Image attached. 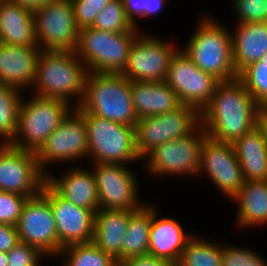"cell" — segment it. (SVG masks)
<instances>
[{"instance_id": "11", "label": "cell", "mask_w": 267, "mask_h": 266, "mask_svg": "<svg viewBox=\"0 0 267 266\" xmlns=\"http://www.w3.org/2000/svg\"><path fill=\"white\" fill-rule=\"evenodd\" d=\"M165 81L181 104L194 107L199 113L209 104L220 82L197 67L182 49L172 56Z\"/></svg>"}, {"instance_id": "13", "label": "cell", "mask_w": 267, "mask_h": 266, "mask_svg": "<svg viewBox=\"0 0 267 266\" xmlns=\"http://www.w3.org/2000/svg\"><path fill=\"white\" fill-rule=\"evenodd\" d=\"M45 182L35 152L0 144V191L31 198L41 192Z\"/></svg>"}, {"instance_id": "31", "label": "cell", "mask_w": 267, "mask_h": 266, "mask_svg": "<svg viewBox=\"0 0 267 266\" xmlns=\"http://www.w3.org/2000/svg\"><path fill=\"white\" fill-rule=\"evenodd\" d=\"M60 255L66 256L63 266H118L111 255L93 242L68 245L62 248Z\"/></svg>"}, {"instance_id": "44", "label": "cell", "mask_w": 267, "mask_h": 266, "mask_svg": "<svg viewBox=\"0 0 267 266\" xmlns=\"http://www.w3.org/2000/svg\"><path fill=\"white\" fill-rule=\"evenodd\" d=\"M257 126L262 131L267 143V106H261L258 114Z\"/></svg>"}, {"instance_id": "7", "label": "cell", "mask_w": 267, "mask_h": 266, "mask_svg": "<svg viewBox=\"0 0 267 266\" xmlns=\"http://www.w3.org/2000/svg\"><path fill=\"white\" fill-rule=\"evenodd\" d=\"M82 114L87 129L88 155L95 163L125 164L141 160L136 150L134 127Z\"/></svg>"}, {"instance_id": "12", "label": "cell", "mask_w": 267, "mask_h": 266, "mask_svg": "<svg viewBox=\"0 0 267 266\" xmlns=\"http://www.w3.org/2000/svg\"><path fill=\"white\" fill-rule=\"evenodd\" d=\"M88 156L87 129L83 114L73 108L36 152L40 169L53 162L78 160ZM47 164V165H46Z\"/></svg>"}, {"instance_id": "15", "label": "cell", "mask_w": 267, "mask_h": 266, "mask_svg": "<svg viewBox=\"0 0 267 266\" xmlns=\"http://www.w3.org/2000/svg\"><path fill=\"white\" fill-rule=\"evenodd\" d=\"M149 35L140 34L133 42L127 64L120 73L130 81H165L172 56L179 48Z\"/></svg>"}, {"instance_id": "6", "label": "cell", "mask_w": 267, "mask_h": 266, "mask_svg": "<svg viewBox=\"0 0 267 266\" xmlns=\"http://www.w3.org/2000/svg\"><path fill=\"white\" fill-rule=\"evenodd\" d=\"M139 35L136 28L122 33L82 28L76 53L88 72L121 73L127 64L130 48Z\"/></svg>"}, {"instance_id": "9", "label": "cell", "mask_w": 267, "mask_h": 266, "mask_svg": "<svg viewBox=\"0 0 267 266\" xmlns=\"http://www.w3.org/2000/svg\"><path fill=\"white\" fill-rule=\"evenodd\" d=\"M33 16L35 37L42 51H76L80 29L72 0H50Z\"/></svg>"}, {"instance_id": "21", "label": "cell", "mask_w": 267, "mask_h": 266, "mask_svg": "<svg viewBox=\"0 0 267 266\" xmlns=\"http://www.w3.org/2000/svg\"><path fill=\"white\" fill-rule=\"evenodd\" d=\"M131 97L138 119L161 115L181 105L166 81H131Z\"/></svg>"}, {"instance_id": "3", "label": "cell", "mask_w": 267, "mask_h": 266, "mask_svg": "<svg viewBox=\"0 0 267 266\" xmlns=\"http://www.w3.org/2000/svg\"><path fill=\"white\" fill-rule=\"evenodd\" d=\"M87 69L76 51H42L39 55L34 86L35 95L58 98L78 107L84 96ZM37 91V92H36ZM78 97V98H77ZM78 102V103H77Z\"/></svg>"}, {"instance_id": "16", "label": "cell", "mask_w": 267, "mask_h": 266, "mask_svg": "<svg viewBox=\"0 0 267 266\" xmlns=\"http://www.w3.org/2000/svg\"><path fill=\"white\" fill-rule=\"evenodd\" d=\"M95 164L91 170L98 189L99 209L136 211L143 206L138 203L139 184L132 169L125 164Z\"/></svg>"}, {"instance_id": "42", "label": "cell", "mask_w": 267, "mask_h": 266, "mask_svg": "<svg viewBox=\"0 0 267 266\" xmlns=\"http://www.w3.org/2000/svg\"><path fill=\"white\" fill-rule=\"evenodd\" d=\"M167 0H143V18L158 14Z\"/></svg>"}, {"instance_id": "4", "label": "cell", "mask_w": 267, "mask_h": 266, "mask_svg": "<svg viewBox=\"0 0 267 266\" xmlns=\"http://www.w3.org/2000/svg\"><path fill=\"white\" fill-rule=\"evenodd\" d=\"M214 20L204 16L183 51L197 67L212 74L220 82L237 79L231 32Z\"/></svg>"}, {"instance_id": "37", "label": "cell", "mask_w": 267, "mask_h": 266, "mask_svg": "<svg viewBox=\"0 0 267 266\" xmlns=\"http://www.w3.org/2000/svg\"><path fill=\"white\" fill-rule=\"evenodd\" d=\"M111 0H72L75 21L79 29L91 27L96 15Z\"/></svg>"}, {"instance_id": "14", "label": "cell", "mask_w": 267, "mask_h": 266, "mask_svg": "<svg viewBox=\"0 0 267 266\" xmlns=\"http://www.w3.org/2000/svg\"><path fill=\"white\" fill-rule=\"evenodd\" d=\"M16 228L20 242L37 247L46 256L59 257L63 247L50 202L42 192L26 200Z\"/></svg>"}, {"instance_id": "30", "label": "cell", "mask_w": 267, "mask_h": 266, "mask_svg": "<svg viewBox=\"0 0 267 266\" xmlns=\"http://www.w3.org/2000/svg\"><path fill=\"white\" fill-rule=\"evenodd\" d=\"M176 266H222V246L193 236L185 245Z\"/></svg>"}, {"instance_id": "39", "label": "cell", "mask_w": 267, "mask_h": 266, "mask_svg": "<svg viewBox=\"0 0 267 266\" xmlns=\"http://www.w3.org/2000/svg\"><path fill=\"white\" fill-rule=\"evenodd\" d=\"M18 242L16 226L0 223V251L8 253Z\"/></svg>"}, {"instance_id": "24", "label": "cell", "mask_w": 267, "mask_h": 266, "mask_svg": "<svg viewBox=\"0 0 267 266\" xmlns=\"http://www.w3.org/2000/svg\"><path fill=\"white\" fill-rule=\"evenodd\" d=\"M236 26V32L231 33L232 57L239 73L248 64L260 61L267 53V22H238Z\"/></svg>"}, {"instance_id": "23", "label": "cell", "mask_w": 267, "mask_h": 266, "mask_svg": "<svg viewBox=\"0 0 267 266\" xmlns=\"http://www.w3.org/2000/svg\"><path fill=\"white\" fill-rule=\"evenodd\" d=\"M135 211L98 209L92 242L119 264L122 262V241L126 234L130 216Z\"/></svg>"}, {"instance_id": "10", "label": "cell", "mask_w": 267, "mask_h": 266, "mask_svg": "<svg viewBox=\"0 0 267 266\" xmlns=\"http://www.w3.org/2000/svg\"><path fill=\"white\" fill-rule=\"evenodd\" d=\"M200 126L199 124L190 134L168 141L150 152L145 157L148 171L159 176L185 173L197 175L202 144L208 137L205 129Z\"/></svg>"}, {"instance_id": "32", "label": "cell", "mask_w": 267, "mask_h": 266, "mask_svg": "<svg viewBox=\"0 0 267 266\" xmlns=\"http://www.w3.org/2000/svg\"><path fill=\"white\" fill-rule=\"evenodd\" d=\"M238 79L260 106H267V53L260 61L244 67Z\"/></svg>"}, {"instance_id": "22", "label": "cell", "mask_w": 267, "mask_h": 266, "mask_svg": "<svg viewBox=\"0 0 267 266\" xmlns=\"http://www.w3.org/2000/svg\"><path fill=\"white\" fill-rule=\"evenodd\" d=\"M157 214L153 206L148 254L177 264L185 245L193 235H186L180 223L174 219H158Z\"/></svg>"}, {"instance_id": "8", "label": "cell", "mask_w": 267, "mask_h": 266, "mask_svg": "<svg viewBox=\"0 0 267 266\" xmlns=\"http://www.w3.org/2000/svg\"><path fill=\"white\" fill-rule=\"evenodd\" d=\"M200 124V113L181 104L175 110L138 119L135 126V145L140 159L158 146L190 134Z\"/></svg>"}, {"instance_id": "41", "label": "cell", "mask_w": 267, "mask_h": 266, "mask_svg": "<svg viewBox=\"0 0 267 266\" xmlns=\"http://www.w3.org/2000/svg\"><path fill=\"white\" fill-rule=\"evenodd\" d=\"M122 2L127 18L136 29H139L137 28V21H135L137 19L135 17L143 18V0H122Z\"/></svg>"}, {"instance_id": "25", "label": "cell", "mask_w": 267, "mask_h": 266, "mask_svg": "<svg viewBox=\"0 0 267 266\" xmlns=\"http://www.w3.org/2000/svg\"><path fill=\"white\" fill-rule=\"evenodd\" d=\"M0 43L16 46L38 45L33 12L11 1L0 3Z\"/></svg>"}, {"instance_id": "28", "label": "cell", "mask_w": 267, "mask_h": 266, "mask_svg": "<svg viewBox=\"0 0 267 266\" xmlns=\"http://www.w3.org/2000/svg\"><path fill=\"white\" fill-rule=\"evenodd\" d=\"M152 219L153 206L146 203L130 216L122 241V261L130 257L148 255Z\"/></svg>"}, {"instance_id": "5", "label": "cell", "mask_w": 267, "mask_h": 266, "mask_svg": "<svg viewBox=\"0 0 267 266\" xmlns=\"http://www.w3.org/2000/svg\"><path fill=\"white\" fill-rule=\"evenodd\" d=\"M33 96L28 101L22 98L17 131L9 145L36 153L74 107L58 98Z\"/></svg>"}, {"instance_id": "1", "label": "cell", "mask_w": 267, "mask_h": 266, "mask_svg": "<svg viewBox=\"0 0 267 266\" xmlns=\"http://www.w3.org/2000/svg\"><path fill=\"white\" fill-rule=\"evenodd\" d=\"M260 108L238 78L221 81L200 112V124L209 138L233 144L257 126Z\"/></svg>"}, {"instance_id": "36", "label": "cell", "mask_w": 267, "mask_h": 266, "mask_svg": "<svg viewBox=\"0 0 267 266\" xmlns=\"http://www.w3.org/2000/svg\"><path fill=\"white\" fill-rule=\"evenodd\" d=\"M27 199L16 193L0 191V223L16 226Z\"/></svg>"}, {"instance_id": "45", "label": "cell", "mask_w": 267, "mask_h": 266, "mask_svg": "<svg viewBox=\"0 0 267 266\" xmlns=\"http://www.w3.org/2000/svg\"><path fill=\"white\" fill-rule=\"evenodd\" d=\"M0 266H8V256L6 252L0 251Z\"/></svg>"}, {"instance_id": "18", "label": "cell", "mask_w": 267, "mask_h": 266, "mask_svg": "<svg viewBox=\"0 0 267 266\" xmlns=\"http://www.w3.org/2000/svg\"><path fill=\"white\" fill-rule=\"evenodd\" d=\"M204 171L217 189L231 199L245 181L233 145L209 137L204 140L201 148L199 173Z\"/></svg>"}, {"instance_id": "20", "label": "cell", "mask_w": 267, "mask_h": 266, "mask_svg": "<svg viewBox=\"0 0 267 266\" xmlns=\"http://www.w3.org/2000/svg\"><path fill=\"white\" fill-rule=\"evenodd\" d=\"M69 169L59 178L47 174L46 182L73 205L96 212L99 209L98 189L93 172L79 166Z\"/></svg>"}, {"instance_id": "43", "label": "cell", "mask_w": 267, "mask_h": 266, "mask_svg": "<svg viewBox=\"0 0 267 266\" xmlns=\"http://www.w3.org/2000/svg\"><path fill=\"white\" fill-rule=\"evenodd\" d=\"M9 1L18 4L27 10L35 12L36 10L40 9V7L48 3L50 0H9Z\"/></svg>"}, {"instance_id": "17", "label": "cell", "mask_w": 267, "mask_h": 266, "mask_svg": "<svg viewBox=\"0 0 267 266\" xmlns=\"http://www.w3.org/2000/svg\"><path fill=\"white\" fill-rule=\"evenodd\" d=\"M41 192L50 202L58 241L63 248L72 244L92 242L96 213L94 210L73 205L47 182L44 183Z\"/></svg>"}, {"instance_id": "35", "label": "cell", "mask_w": 267, "mask_h": 266, "mask_svg": "<svg viewBox=\"0 0 267 266\" xmlns=\"http://www.w3.org/2000/svg\"><path fill=\"white\" fill-rule=\"evenodd\" d=\"M238 22H267V0H233Z\"/></svg>"}, {"instance_id": "27", "label": "cell", "mask_w": 267, "mask_h": 266, "mask_svg": "<svg viewBox=\"0 0 267 266\" xmlns=\"http://www.w3.org/2000/svg\"><path fill=\"white\" fill-rule=\"evenodd\" d=\"M238 206L237 222L243 228L267 223V182L245 180L232 198Z\"/></svg>"}, {"instance_id": "26", "label": "cell", "mask_w": 267, "mask_h": 266, "mask_svg": "<svg viewBox=\"0 0 267 266\" xmlns=\"http://www.w3.org/2000/svg\"><path fill=\"white\" fill-rule=\"evenodd\" d=\"M244 180H264L267 164V143L258 126L233 144Z\"/></svg>"}, {"instance_id": "40", "label": "cell", "mask_w": 267, "mask_h": 266, "mask_svg": "<svg viewBox=\"0 0 267 266\" xmlns=\"http://www.w3.org/2000/svg\"><path fill=\"white\" fill-rule=\"evenodd\" d=\"M118 266H176V264L148 254L145 256L130 257L125 259L120 262Z\"/></svg>"}, {"instance_id": "19", "label": "cell", "mask_w": 267, "mask_h": 266, "mask_svg": "<svg viewBox=\"0 0 267 266\" xmlns=\"http://www.w3.org/2000/svg\"><path fill=\"white\" fill-rule=\"evenodd\" d=\"M41 52L38 45L16 46L0 43V84L21 91L22 88L32 87Z\"/></svg>"}, {"instance_id": "46", "label": "cell", "mask_w": 267, "mask_h": 266, "mask_svg": "<svg viewBox=\"0 0 267 266\" xmlns=\"http://www.w3.org/2000/svg\"><path fill=\"white\" fill-rule=\"evenodd\" d=\"M264 181L267 182V164H266V174H265V177H264Z\"/></svg>"}, {"instance_id": "2", "label": "cell", "mask_w": 267, "mask_h": 266, "mask_svg": "<svg viewBox=\"0 0 267 266\" xmlns=\"http://www.w3.org/2000/svg\"><path fill=\"white\" fill-rule=\"evenodd\" d=\"M76 108L134 128L138 121L132 105L131 81L120 73L87 72L84 96Z\"/></svg>"}, {"instance_id": "34", "label": "cell", "mask_w": 267, "mask_h": 266, "mask_svg": "<svg viewBox=\"0 0 267 266\" xmlns=\"http://www.w3.org/2000/svg\"><path fill=\"white\" fill-rule=\"evenodd\" d=\"M222 266H267L258 253L240 247L222 246Z\"/></svg>"}, {"instance_id": "29", "label": "cell", "mask_w": 267, "mask_h": 266, "mask_svg": "<svg viewBox=\"0 0 267 266\" xmlns=\"http://www.w3.org/2000/svg\"><path fill=\"white\" fill-rule=\"evenodd\" d=\"M21 90L0 84V137L1 144H9L17 131Z\"/></svg>"}, {"instance_id": "38", "label": "cell", "mask_w": 267, "mask_h": 266, "mask_svg": "<svg viewBox=\"0 0 267 266\" xmlns=\"http://www.w3.org/2000/svg\"><path fill=\"white\" fill-rule=\"evenodd\" d=\"M8 266H39L44 254L35 246L18 242L8 253Z\"/></svg>"}, {"instance_id": "33", "label": "cell", "mask_w": 267, "mask_h": 266, "mask_svg": "<svg viewBox=\"0 0 267 266\" xmlns=\"http://www.w3.org/2000/svg\"><path fill=\"white\" fill-rule=\"evenodd\" d=\"M91 27L113 33L130 32L135 28L126 16L122 0H111L96 15Z\"/></svg>"}]
</instances>
